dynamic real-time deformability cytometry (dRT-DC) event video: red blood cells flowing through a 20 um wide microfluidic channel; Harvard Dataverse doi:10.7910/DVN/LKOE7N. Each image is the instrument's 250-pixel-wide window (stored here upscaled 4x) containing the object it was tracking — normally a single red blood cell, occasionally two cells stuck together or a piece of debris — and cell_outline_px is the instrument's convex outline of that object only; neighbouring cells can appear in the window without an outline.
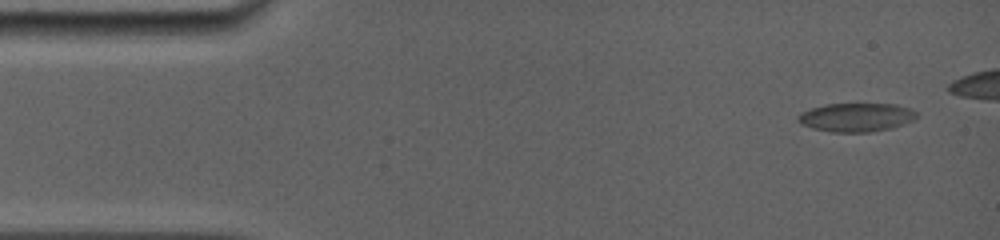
{"species": "common noctule bat (a hibernating species)", "species_latin": "Nyctalus noctula", "temperature_condition": "room temperature", "stored_images_in_passage": 59, "camera_frame_rate_fps": 5000, "um_per_image_px": 0.085, "animal": {"sex": "female", "body_mass_g": 19.0, "forearm_length_mm": 56.7}, "frame": {"image": 1, "passage_image": 2, "time_ms": 0.4, "image_size_px": [1000, 240], "cell_outline_px": [[916, 120], [892, 128], [868, 132], [832, 132], [812, 128], [800, 124], [796, 120], [796, 116], [800, 112], [824, 104], [896, 104], [912, 108], [916, 112]], "centroid_in_image_um": [72.77, 9.97], "position_along_channel_um": 12.2, "area_um2": 20.06}}
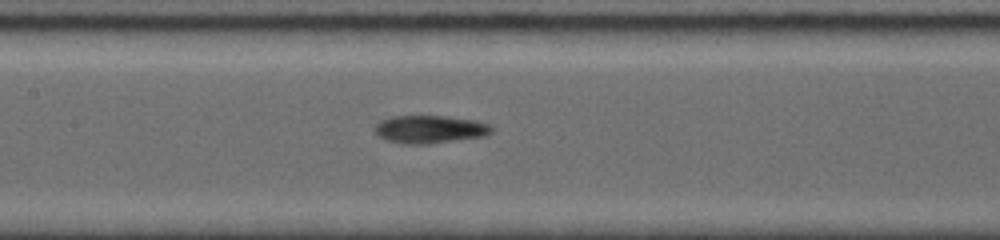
{"frame": {"image": 2, "passage_image": 35, "time_ms": 7.0, "image_size_px": [1000, 240], "cell_outline_px": [[492, 132], [488, 136], [428, 144], [404, 144], [388, 140], [380, 136], [372, 128], [380, 120], [392, 116], [444, 116], [476, 120], [488, 124], [492, 128]], "centroid_in_image_um": [36.55, 10.99], "position_along_channel_um": 170.9, "area_um2": 19.07}}
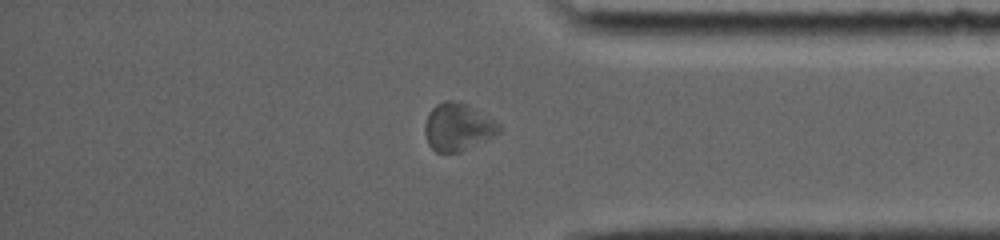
{"frame": {"image": 3, "passage_image": 52, "time_ms": 12.8, "image_size_px": [1000, 240], "cell_outline_px": [[500, 132], [460, 152], [436, 152], [428, 144], [424, 132], [424, 124], [428, 112], [436, 104], [444, 100], [460, 100], [468, 104], [500, 124]], "centroid_in_image_um": [38.87, 10.76], "position_along_channel_um": 396.3, "area_um2": 20.58}}